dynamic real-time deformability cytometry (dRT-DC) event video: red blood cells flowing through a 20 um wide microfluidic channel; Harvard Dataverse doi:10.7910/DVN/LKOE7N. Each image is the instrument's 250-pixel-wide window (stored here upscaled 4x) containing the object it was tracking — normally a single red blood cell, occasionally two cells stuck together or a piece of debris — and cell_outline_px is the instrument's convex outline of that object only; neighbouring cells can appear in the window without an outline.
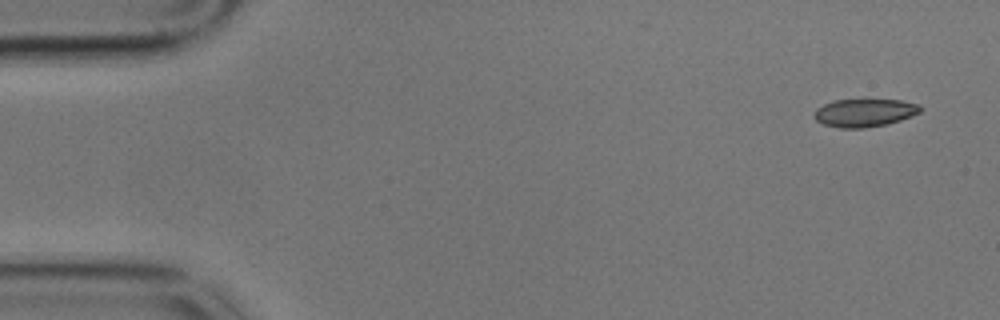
{"species": "common noctule bat (a hibernating species)", "species_latin": "Nyctalus noctula", "temperature_condition": "cold", "stored_images_in_passage": 10, "camera_frame_rate_fps": 3000, "um_per_image_px": 0.085, "animal": {"sex": "male", "body_mass_g": 17.9}, "frame": {"image": 1, "passage_image": 1, "time_ms": 0.0, "image_size_px": [1000, 320], "cell_outline_px": [[924, 108], [920, 112], [912, 116], [900, 120], [884, 124], [864, 128], [840, 128], [824, 124], [816, 120], [812, 116], [816, 108], [824, 104], [836, 100], [900, 100], [920, 104]], "centroid_in_image_um": [73.49, 9.58], "position_along_channel_um": 11.5, "area_um2": 17.28}}